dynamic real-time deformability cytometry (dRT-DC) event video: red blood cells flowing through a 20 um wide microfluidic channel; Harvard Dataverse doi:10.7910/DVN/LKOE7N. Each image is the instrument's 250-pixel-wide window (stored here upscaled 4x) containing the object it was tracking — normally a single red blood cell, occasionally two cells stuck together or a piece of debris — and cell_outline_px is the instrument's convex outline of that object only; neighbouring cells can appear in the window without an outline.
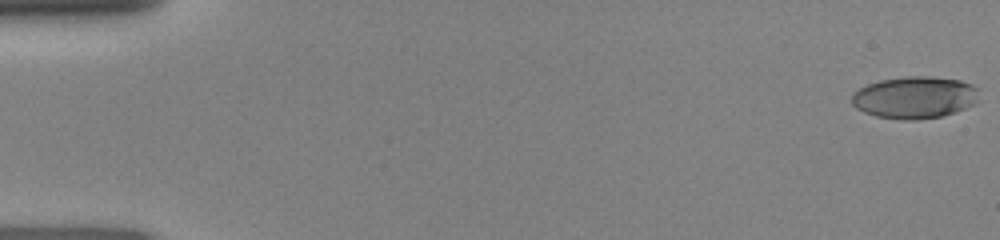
{"species": "human", "species_latin": "Homo sapiens", "temperature_condition": "room temperature", "stored_images_in_passage": 48, "camera_frame_rate_fps": 3000, "um_per_image_px": 0.085, "donor": {"sex": "female"}, "frame": {"image": 1, "passage_image": 1, "time_ms": 0.0, "image_size_px": [1000, 240], "cell_outline_px": [[980, 100], [976, 104], [940, 116], [916, 120], [904, 120], [876, 116], [864, 112], [856, 108], [852, 104], [852, 92], [868, 84], [880, 80], [908, 76], [932, 76], [960, 80], [972, 84], [976, 88]], "centroid_in_image_um": [77.75, 8.27], "position_along_channel_um": 7.2, "area_um2": 31.27}}
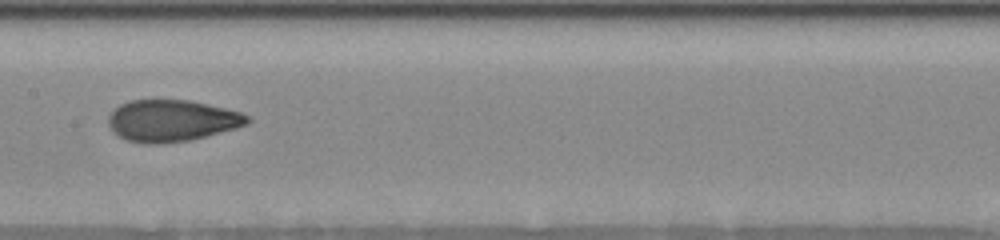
{"frame": {"image": 2, "passage_image": 25, "time_ms": 8.0, "image_size_px": [1000, 240], "cell_outline_px": [[252, 120], [248, 124], [236, 128], [188, 140], [160, 144], [144, 144], [124, 140], [108, 124], [108, 116], [120, 104], [128, 100], [188, 100], [208, 104], [240, 112], [248, 116]], "centroid_in_image_um": [14.59, 10.26], "position_along_channel_um": 192.8, "area_um2": 33.58}}
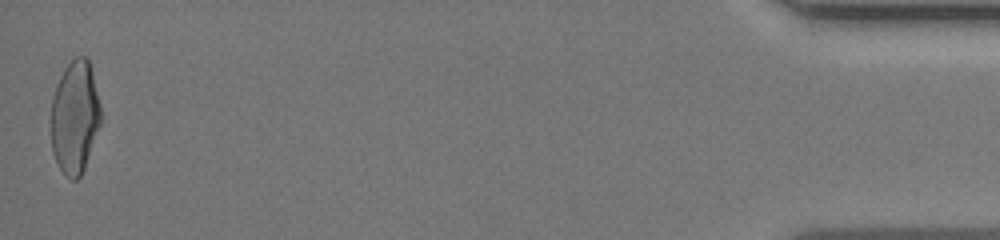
{"frame": {"image": 3, "passage_image": 48, "time_ms": 15.667, "image_size_px": [1000, 240], "cell_outline_px": [[104, 120], [84, 168], [80, 176], [76, 180], [72, 180], [60, 168], [52, 152], [52, 96], [56, 84], [64, 68], [76, 56], [88, 56]], "centroid_in_image_um": [6.4, 9.93], "position_along_channel_um": 428.8, "area_um2": 33.06}}